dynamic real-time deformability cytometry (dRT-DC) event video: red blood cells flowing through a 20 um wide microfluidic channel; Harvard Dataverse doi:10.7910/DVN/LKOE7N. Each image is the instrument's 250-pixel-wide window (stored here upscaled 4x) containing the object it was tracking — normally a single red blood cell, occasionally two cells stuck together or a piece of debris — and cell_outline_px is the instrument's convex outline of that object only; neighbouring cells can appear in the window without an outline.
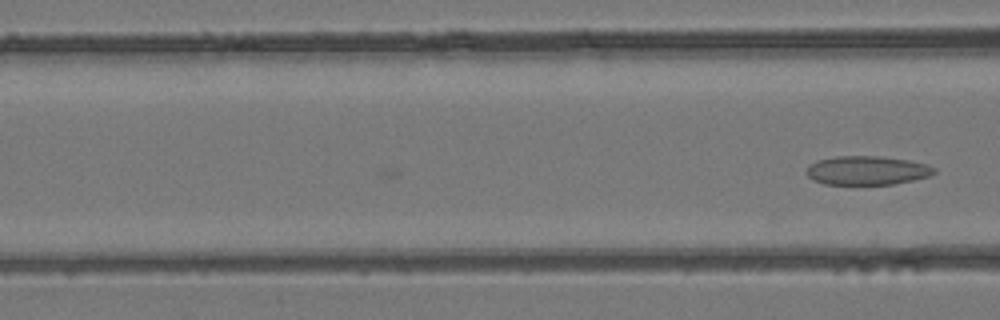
{"species": "common noctule bat (a hibernating species)", "species_latin": "Nyctalus noctula", "temperature_condition": "room temperature", "stored_images_in_passage": 5, "camera_frame_rate_fps": 3000, "um_per_image_px": 0.085, "animal": {"sex": "female", "body_mass_g": 24.6, "forearm_length_mm": 56.2}, "frame": {"image": 1, "passage_image": 5, "time_ms": 1.333, "image_size_px": [1000, 320], "cell_outline_px": [[936, 172], [928, 176], [912, 180], [892, 184], [824, 184], [812, 180], [804, 172], [808, 164], [816, 160], [836, 156], [880, 156], [908, 160], [928, 164], [936, 168]], "centroid_in_image_um": [73.65, 14.48], "position_along_channel_um": 93.0, "area_um2": 21.68}}